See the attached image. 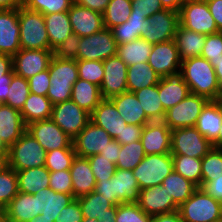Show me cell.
<instances>
[{
  "mask_svg": "<svg viewBox=\"0 0 222 222\" xmlns=\"http://www.w3.org/2000/svg\"><path fill=\"white\" fill-rule=\"evenodd\" d=\"M104 77L100 85L103 99L127 92V70L126 63L118 55L111 56L103 61Z\"/></svg>",
  "mask_w": 222,
  "mask_h": 222,
  "instance_id": "obj_15",
  "label": "cell"
},
{
  "mask_svg": "<svg viewBox=\"0 0 222 222\" xmlns=\"http://www.w3.org/2000/svg\"><path fill=\"white\" fill-rule=\"evenodd\" d=\"M73 33L79 37L90 36L104 28L103 14L73 3L68 11Z\"/></svg>",
  "mask_w": 222,
  "mask_h": 222,
  "instance_id": "obj_21",
  "label": "cell"
},
{
  "mask_svg": "<svg viewBox=\"0 0 222 222\" xmlns=\"http://www.w3.org/2000/svg\"><path fill=\"white\" fill-rule=\"evenodd\" d=\"M110 100L119 111L120 117H122L127 124L144 126L151 121L146 116L134 92L127 91L111 97Z\"/></svg>",
  "mask_w": 222,
  "mask_h": 222,
  "instance_id": "obj_29",
  "label": "cell"
},
{
  "mask_svg": "<svg viewBox=\"0 0 222 222\" xmlns=\"http://www.w3.org/2000/svg\"><path fill=\"white\" fill-rule=\"evenodd\" d=\"M7 152L8 165L15 171L44 166L47 156L46 150L27 130Z\"/></svg>",
  "mask_w": 222,
  "mask_h": 222,
  "instance_id": "obj_3",
  "label": "cell"
},
{
  "mask_svg": "<svg viewBox=\"0 0 222 222\" xmlns=\"http://www.w3.org/2000/svg\"><path fill=\"white\" fill-rule=\"evenodd\" d=\"M53 58L50 49H20L12 56V67L14 74L29 79L39 72L49 68Z\"/></svg>",
  "mask_w": 222,
  "mask_h": 222,
  "instance_id": "obj_13",
  "label": "cell"
},
{
  "mask_svg": "<svg viewBox=\"0 0 222 222\" xmlns=\"http://www.w3.org/2000/svg\"><path fill=\"white\" fill-rule=\"evenodd\" d=\"M90 121L103 128L113 139L121 136L125 120L110 99H103L90 114Z\"/></svg>",
  "mask_w": 222,
  "mask_h": 222,
  "instance_id": "obj_23",
  "label": "cell"
},
{
  "mask_svg": "<svg viewBox=\"0 0 222 222\" xmlns=\"http://www.w3.org/2000/svg\"><path fill=\"white\" fill-rule=\"evenodd\" d=\"M185 0H161L162 6L165 9H170L176 12H180L182 4Z\"/></svg>",
  "mask_w": 222,
  "mask_h": 222,
  "instance_id": "obj_68",
  "label": "cell"
},
{
  "mask_svg": "<svg viewBox=\"0 0 222 222\" xmlns=\"http://www.w3.org/2000/svg\"><path fill=\"white\" fill-rule=\"evenodd\" d=\"M82 209L83 218L97 219L99 222H116L117 205L92 191L76 198Z\"/></svg>",
  "mask_w": 222,
  "mask_h": 222,
  "instance_id": "obj_22",
  "label": "cell"
},
{
  "mask_svg": "<svg viewBox=\"0 0 222 222\" xmlns=\"http://www.w3.org/2000/svg\"><path fill=\"white\" fill-rule=\"evenodd\" d=\"M51 119L74 139L90 122V113L70 99L53 105Z\"/></svg>",
  "mask_w": 222,
  "mask_h": 222,
  "instance_id": "obj_11",
  "label": "cell"
},
{
  "mask_svg": "<svg viewBox=\"0 0 222 222\" xmlns=\"http://www.w3.org/2000/svg\"><path fill=\"white\" fill-rule=\"evenodd\" d=\"M49 188L55 192L72 194V179L70 171H50Z\"/></svg>",
  "mask_w": 222,
  "mask_h": 222,
  "instance_id": "obj_55",
  "label": "cell"
},
{
  "mask_svg": "<svg viewBox=\"0 0 222 222\" xmlns=\"http://www.w3.org/2000/svg\"><path fill=\"white\" fill-rule=\"evenodd\" d=\"M181 63L174 40L153 44L148 64L160 77L180 71Z\"/></svg>",
  "mask_w": 222,
  "mask_h": 222,
  "instance_id": "obj_17",
  "label": "cell"
},
{
  "mask_svg": "<svg viewBox=\"0 0 222 222\" xmlns=\"http://www.w3.org/2000/svg\"><path fill=\"white\" fill-rule=\"evenodd\" d=\"M138 206L148 215L167 214L178 210L179 205L166 191V187L156 185L140 190Z\"/></svg>",
  "mask_w": 222,
  "mask_h": 222,
  "instance_id": "obj_18",
  "label": "cell"
},
{
  "mask_svg": "<svg viewBox=\"0 0 222 222\" xmlns=\"http://www.w3.org/2000/svg\"><path fill=\"white\" fill-rule=\"evenodd\" d=\"M19 192L37 194L39 190L49 188L50 171L45 167H35L16 171Z\"/></svg>",
  "mask_w": 222,
  "mask_h": 222,
  "instance_id": "obj_35",
  "label": "cell"
},
{
  "mask_svg": "<svg viewBox=\"0 0 222 222\" xmlns=\"http://www.w3.org/2000/svg\"><path fill=\"white\" fill-rule=\"evenodd\" d=\"M6 219H5V216L4 214L0 217V222H4Z\"/></svg>",
  "mask_w": 222,
  "mask_h": 222,
  "instance_id": "obj_76",
  "label": "cell"
},
{
  "mask_svg": "<svg viewBox=\"0 0 222 222\" xmlns=\"http://www.w3.org/2000/svg\"><path fill=\"white\" fill-rule=\"evenodd\" d=\"M180 71L190 93L203 96L208 100L222 99V89L214 67L207 59L196 56L183 60Z\"/></svg>",
  "mask_w": 222,
  "mask_h": 222,
  "instance_id": "obj_1",
  "label": "cell"
},
{
  "mask_svg": "<svg viewBox=\"0 0 222 222\" xmlns=\"http://www.w3.org/2000/svg\"><path fill=\"white\" fill-rule=\"evenodd\" d=\"M4 214L3 209L0 207V217Z\"/></svg>",
  "mask_w": 222,
  "mask_h": 222,
  "instance_id": "obj_77",
  "label": "cell"
},
{
  "mask_svg": "<svg viewBox=\"0 0 222 222\" xmlns=\"http://www.w3.org/2000/svg\"><path fill=\"white\" fill-rule=\"evenodd\" d=\"M8 165V152L7 150H0V172L4 171Z\"/></svg>",
  "mask_w": 222,
  "mask_h": 222,
  "instance_id": "obj_71",
  "label": "cell"
},
{
  "mask_svg": "<svg viewBox=\"0 0 222 222\" xmlns=\"http://www.w3.org/2000/svg\"><path fill=\"white\" fill-rule=\"evenodd\" d=\"M52 107L53 104L47 96L30 93L24 107L20 111L25 125L51 119Z\"/></svg>",
  "mask_w": 222,
  "mask_h": 222,
  "instance_id": "obj_36",
  "label": "cell"
},
{
  "mask_svg": "<svg viewBox=\"0 0 222 222\" xmlns=\"http://www.w3.org/2000/svg\"><path fill=\"white\" fill-rule=\"evenodd\" d=\"M69 171L72 179V195L75 198L95 191L96 180L88 158L76 156Z\"/></svg>",
  "mask_w": 222,
  "mask_h": 222,
  "instance_id": "obj_28",
  "label": "cell"
},
{
  "mask_svg": "<svg viewBox=\"0 0 222 222\" xmlns=\"http://www.w3.org/2000/svg\"><path fill=\"white\" fill-rule=\"evenodd\" d=\"M28 222H54V219H47V218L41 217L40 215H37Z\"/></svg>",
  "mask_w": 222,
  "mask_h": 222,
  "instance_id": "obj_73",
  "label": "cell"
},
{
  "mask_svg": "<svg viewBox=\"0 0 222 222\" xmlns=\"http://www.w3.org/2000/svg\"><path fill=\"white\" fill-rule=\"evenodd\" d=\"M202 180L208 182L222 175V149L211 148V150L202 158Z\"/></svg>",
  "mask_w": 222,
  "mask_h": 222,
  "instance_id": "obj_49",
  "label": "cell"
},
{
  "mask_svg": "<svg viewBox=\"0 0 222 222\" xmlns=\"http://www.w3.org/2000/svg\"><path fill=\"white\" fill-rule=\"evenodd\" d=\"M160 76L146 62H139L128 66L127 70V89L129 92H135L139 89L157 85Z\"/></svg>",
  "mask_w": 222,
  "mask_h": 222,
  "instance_id": "obj_37",
  "label": "cell"
},
{
  "mask_svg": "<svg viewBox=\"0 0 222 222\" xmlns=\"http://www.w3.org/2000/svg\"><path fill=\"white\" fill-rule=\"evenodd\" d=\"M83 214L79 201L75 198L69 205L63 208L54 222H82Z\"/></svg>",
  "mask_w": 222,
  "mask_h": 222,
  "instance_id": "obj_58",
  "label": "cell"
},
{
  "mask_svg": "<svg viewBox=\"0 0 222 222\" xmlns=\"http://www.w3.org/2000/svg\"><path fill=\"white\" fill-rule=\"evenodd\" d=\"M75 157L74 148L54 149L47 152L44 166L49 171L70 170Z\"/></svg>",
  "mask_w": 222,
  "mask_h": 222,
  "instance_id": "obj_47",
  "label": "cell"
},
{
  "mask_svg": "<svg viewBox=\"0 0 222 222\" xmlns=\"http://www.w3.org/2000/svg\"><path fill=\"white\" fill-rule=\"evenodd\" d=\"M146 32L141 36L150 44L163 43L174 39V35L180 25L179 12L163 9L149 18Z\"/></svg>",
  "mask_w": 222,
  "mask_h": 222,
  "instance_id": "obj_12",
  "label": "cell"
},
{
  "mask_svg": "<svg viewBox=\"0 0 222 222\" xmlns=\"http://www.w3.org/2000/svg\"><path fill=\"white\" fill-rule=\"evenodd\" d=\"M113 138L101 127L89 122L73 139L76 156L88 158L104 150Z\"/></svg>",
  "mask_w": 222,
  "mask_h": 222,
  "instance_id": "obj_16",
  "label": "cell"
},
{
  "mask_svg": "<svg viewBox=\"0 0 222 222\" xmlns=\"http://www.w3.org/2000/svg\"><path fill=\"white\" fill-rule=\"evenodd\" d=\"M178 211L181 222H216L222 219V203L199 187Z\"/></svg>",
  "mask_w": 222,
  "mask_h": 222,
  "instance_id": "obj_5",
  "label": "cell"
},
{
  "mask_svg": "<svg viewBox=\"0 0 222 222\" xmlns=\"http://www.w3.org/2000/svg\"><path fill=\"white\" fill-rule=\"evenodd\" d=\"M120 148L121 144L115 139H112L111 142L108 143V146L104 150L100 151L99 155L104 156V158L116 164Z\"/></svg>",
  "mask_w": 222,
  "mask_h": 222,
  "instance_id": "obj_63",
  "label": "cell"
},
{
  "mask_svg": "<svg viewBox=\"0 0 222 222\" xmlns=\"http://www.w3.org/2000/svg\"><path fill=\"white\" fill-rule=\"evenodd\" d=\"M27 131L37 140L46 152L54 149L73 148V139L52 119L33 122L27 125Z\"/></svg>",
  "mask_w": 222,
  "mask_h": 222,
  "instance_id": "obj_14",
  "label": "cell"
},
{
  "mask_svg": "<svg viewBox=\"0 0 222 222\" xmlns=\"http://www.w3.org/2000/svg\"><path fill=\"white\" fill-rule=\"evenodd\" d=\"M201 188L206 194L222 203V175L215 177L214 180L201 182Z\"/></svg>",
  "mask_w": 222,
  "mask_h": 222,
  "instance_id": "obj_60",
  "label": "cell"
},
{
  "mask_svg": "<svg viewBox=\"0 0 222 222\" xmlns=\"http://www.w3.org/2000/svg\"><path fill=\"white\" fill-rule=\"evenodd\" d=\"M211 148L212 143L195 126L171 130V155L202 159Z\"/></svg>",
  "mask_w": 222,
  "mask_h": 222,
  "instance_id": "obj_8",
  "label": "cell"
},
{
  "mask_svg": "<svg viewBox=\"0 0 222 222\" xmlns=\"http://www.w3.org/2000/svg\"><path fill=\"white\" fill-rule=\"evenodd\" d=\"M209 62H215L222 57V32L206 35L201 55Z\"/></svg>",
  "mask_w": 222,
  "mask_h": 222,
  "instance_id": "obj_53",
  "label": "cell"
},
{
  "mask_svg": "<svg viewBox=\"0 0 222 222\" xmlns=\"http://www.w3.org/2000/svg\"><path fill=\"white\" fill-rule=\"evenodd\" d=\"M173 169L175 172L190 180L198 187L202 180V159L186 155H172Z\"/></svg>",
  "mask_w": 222,
  "mask_h": 222,
  "instance_id": "obj_42",
  "label": "cell"
},
{
  "mask_svg": "<svg viewBox=\"0 0 222 222\" xmlns=\"http://www.w3.org/2000/svg\"><path fill=\"white\" fill-rule=\"evenodd\" d=\"M208 101L203 96L189 93L181 102L166 111L163 122L170 130L193 127Z\"/></svg>",
  "mask_w": 222,
  "mask_h": 222,
  "instance_id": "obj_10",
  "label": "cell"
},
{
  "mask_svg": "<svg viewBox=\"0 0 222 222\" xmlns=\"http://www.w3.org/2000/svg\"><path fill=\"white\" fill-rule=\"evenodd\" d=\"M48 69L50 87L46 96L53 105L70 100L73 84L79 78L76 59L53 57Z\"/></svg>",
  "mask_w": 222,
  "mask_h": 222,
  "instance_id": "obj_2",
  "label": "cell"
},
{
  "mask_svg": "<svg viewBox=\"0 0 222 222\" xmlns=\"http://www.w3.org/2000/svg\"><path fill=\"white\" fill-rule=\"evenodd\" d=\"M80 37L76 34H71L61 44L55 47L53 57L61 59H76L79 51Z\"/></svg>",
  "mask_w": 222,
  "mask_h": 222,
  "instance_id": "obj_54",
  "label": "cell"
},
{
  "mask_svg": "<svg viewBox=\"0 0 222 222\" xmlns=\"http://www.w3.org/2000/svg\"><path fill=\"white\" fill-rule=\"evenodd\" d=\"M111 181H113L114 200L118 204L138 201L140 188L133 170L116 168Z\"/></svg>",
  "mask_w": 222,
  "mask_h": 222,
  "instance_id": "obj_30",
  "label": "cell"
},
{
  "mask_svg": "<svg viewBox=\"0 0 222 222\" xmlns=\"http://www.w3.org/2000/svg\"><path fill=\"white\" fill-rule=\"evenodd\" d=\"M96 181L110 179L115 173L116 164L99 154L88 157Z\"/></svg>",
  "mask_w": 222,
  "mask_h": 222,
  "instance_id": "obj_52",
  "label": "cell"
},
{
  "mask_svg": "<svg viewBox=\"0 0 222 222\" xmlns=\"http://www.w3.org/2000/svg\"><path fill=\"white\" fill-rule=\"evenodd\" d=\"M82 222H99L97 219H93V218H83Z\"/></svg>",
  "mask_w": 222,
  "mask_h": 222,
  "instance_id": "obj_74",
  "label": "cell"
},
{
  "mask_svg": "<svg viewBox=\"0 0 222 222\" xmlns=\"http://www.w3.org/2000/svg\"><path fill=\"white\" fill-rule=\"evenodd\" d=\"M39 215L47 219H56L60 211L69 205L75 197L72 194L55 192L50 188L37 192Z\"/></svg>",
  "mask_w": 222,
  "mask_h": 222,
  "instance_id": "obj_31",
  "label": "cell"
},
{
  "mask_svg": "<svg viewBox=\"0 0 222 222\" xmlns=\"http://www.w3.org/2000/svg\"><path fill=\"white\" fill-rule=\"evenodd\" d=\"M222 124V99L209 100L198 116L196 129L211 143L217 137Z\"/></svg>",
  "mask_w": 222,
  "mask_h": 222,
  "instance_id": "obj_27",
  "label": "cell"
},
{
  "mask_svg": "<svg viewBox=\"0 0 222 222\" xmlns=\"http://www.w3.org/2000/svg\"><path fill=\"white\" fill-rule=\"evenodd\" d=\"M23 0H0V9H14L22 6Z\"/></svg>",
  "mask_w": 222,
  "mask_h": 222,
  "instance_id": "obj_69",
  "label": "cell"
},
{
  "mask_svg": "<svg viewBox=\"0 0 222 222\" xmlns=\"http://www.w3.org/2000/svg\"><path fill=\"white\" fill-rule=\"evenodd\" d=\"M49 37L50 50L61 44L73 34L68 12L51 13L43 15Z\"/></svg>",
  "mask_w": 222,
  "mask_h": 222,
  "instance_id": "obj_34",
  "label": "cell"
},
{
  "mask_svg": "<svg viewBox=\"0 0 222 222\" xmlns=\"http://www.w3.org/2000/svg\"><path fill=\"white\" fill-rule=\"evenodd\" d=\"M179 14L180 25L190 31L204 35L219 32L205 0H185Z\"/></svg>",
  "mask_w": 222,
  "mask_h": 222,
  "instance_id": "obj_7",
  "label": "cell"
},
{
  "mask_svg": "<svg viewBox=\"0 0 222 222\" xmlns=\"http://www.w3.org/2000/svg\"><path fill=\"white\" fill-rule=\"evenodd\" d=\"M143 145L140 140L121 145L116 168L133 170L145 157Z\"/></svg>",
  "mask_w": 222,
  "mask_h": 222,
  "instance_id": "obj_44",
  "label": "cell"
},
{
  "mask_svg": "<svg viewBox=\"0 0 222 222\" xmlns=\"http://www.w3.org/2000/svg\"><path fill=\"white\" fill-rule=\"evenodd\" d=\"M14 74H6V80H0V103H4L7 100L8 89L10 82Z\"/></svg>",
  "mask_w": 222,
  "mask_h": 222,
  "instance_id": "obj_67",
  "label": "cell"
},
{
  "mask_svg": "<svg viewBox=\"0 0 222 222\" xmlns=\"http://www.w3.org/2000/svg\"><path fill=\"white\" fill-rule=\"evenodd\" d=\"M146 116L151 121H163L166 111L159 98V83L134 92Z\"/></svg>",
  "mask_w": 222,
  "mask_h": 222,
  "instance_id": "obj_39",
  "label": "cell"
},
{
  "mask_svg": "<svg viewBox=\"0 0 222 222\" xmlns=\"http://www.w3.org/2000/svg\"><path fill=\"white\" fill-rule=\"evenodd\" d=\"M116 222H153V216L146 214L137 203L117 205Z\"/></svg>",
  "mask_w": 222,
  "mask_h": 222,
  "instance_id": "obj_51",
  "label": "cell"
},
{
  "mask_svg": "<svg viewBox=\"0 0 222 222\" xmlns=\"http://www.w3.org/2000/svg\"><path fill=\"white\" fill-rule=\"evenodd\" d=\"M70 99L90 114L103 100L100 86L80 78L73 84Z\"/></svg>",
  "mask_w": 222,
  "mask_h": 222,
  "instance_id": "obj_33",
  "label": "cell"
},
{
  "mask_svg": "<svg viewBox=\"0 0 222 222\" xmlns=\"http://www.w3.org/2000/svg\"><path fill=\"white\" fill-rule=\"evenodd\" d=\"M117 43L111 29L103 28L90 36L80 37L76 60L105 61L117 55Z\"/></svg>",
  "mask_w": 222,
  "mask_h": 222,
  "instance_id": "obj_9",
  "label": "cell"
},
{
  "mask_svg": "<svg viewBox=\"0 0 222 222\" xmlns=\"http://www.w3.org/2000/svg\"><path fill=\"white\" fill-rule=\"evenodd\" d=\"M169 196L180 206L198 189V186L174 170L164 178L162 184Z\"/></svg>",
  "mask_w": 222,
  "mask_h": 222,
  "instance_id": "obj_40",
  "label": "cell"
},
{
  "mask_svg": "<svg viewBox=\"0 0 222 222\" xmlns=\"http://www.w3.org/2000/svg\"><path fill=\"white\" fill-rule=\"evenodd\" d=\"M146 155L171 152V130L163 121L144 125L140 139Z\"/></svg>",
  "mask_w": 222,
  "mask_h": 222,
  "instance_id": "obj_19",
  "label": "cell"
},
{
  "mask_svg": "<svg viewBox=\"0 0 222 222\" xmlns=\"http://www.w3.org/2000/svg\"><path fill=\"white\" fill-rule=\"evenodd\" d=\"M153 222H181L179 211L153 216Z\"/></svg>",
  "mask_w": 222,
  "mask_h": 222,
  "instance_id": "obj_66",
  "label": "cell"
},
{
  "mask_svg": "<svg viewBox=\"0 0 222 222\" xmlns=\"http://www.w3.org/2000/svg\"><path fill=\"white\" fill-rule=\"evenodd\" d=\"M6 74H14L12 56L0 54V80H6Z\"/></svg>",
  "mask_w": 222,
  "mask_h": 222,
  "instance_id": "obj_65",
  "label": "cell"
},
{
  "mask_svg": "<svg viewBox=\"0 0 222 222\" xmlns=\"http://www.w3.org/2000/svg\"><path fill=\"white\" fill-rule=\"evenodd\" d=\"M110 0H75L80 6L87 7L93 11L104 13Z\"/></svg>",
  "mask_w": 222,
  "mask_h": 222,
  "instance_id": "obj_64",
  "label": "cell"
},
{
  "mask_svg": "<svg viewBox=\"0 0 222 222\" xmlns=\"http://www.w3.org/2000/svg\"><path fill=\"white\" fill-rule=\"evenodd\" d=\"M21 49H50L49 37L43 14L18 7Z\"/></svg>",
  "mask_w": 222,
  "mask_h": 222,
  "instance_id": "obj_4",
  "label": "cell"
},
{
  "mask_svg": "<svg viewBox=\"0 0 222 222\" xmlns=\"http://www.w3.org/2000/svg\"><path fill=\"white\" fill-rule=\"evenodd\" d=\"M20 49L18 8L0 9V54L14 56Z\"/></svg>",
  "mask_w": 222,
  "mask_h": 222,
  "instance_id": "obj_20",
  "label": "cell"
},
{
  "mask_svg": "<svg viewBox=\"0 0 222 222\" xmlns=\"http://www.w3.org/2000/svg\"><path fill=\"white\" fill-rule=\"evenodd\" d=\"M5 219L11 222H28L39 215L38 194H18L3 209Z\"/></svg>",
  "mask_w": 222,
  "mask_h": 222,
  "instance_id": "obj_25",
  "label": "cell"
},
{
  "mask_svg": "<svg viewBox=\"0 0 222 222\" xmlns=\"http://www.w3.org/2000/svg\"><path fill=\"white\" fill-rule=\"evenodd\" d=\"M132 10L131 0H110L103 13L104 27L111 29L128 20Z\"/></svg>",
  "mask_w": 222,
  "mask_h": 222,
  "instance_id": "obj_43",
  "label": "cell"
},
{
  "mask_svg": "<svg viewBox=\"0 0 222 222\" xmlns=\"http://www.w3.org/2000/svg\"><path fill=\"white\" fill-rule=\"evenodd\" d=\"M9 85L7 100L3 104L21 111L31 93L28 80L14 74Z\"/></svg>",
  "mask_w": 222,
  "mask_h": 222,
  "instance_id": "obj_45",
  "label": "cell"
},
{
  "mask_svg": "<svg viewBox=\"0 0 222 222\" xmlns=\"http://www.w3.org/2000/svg\"><path fill=\"white\" fill-rule=\"evenodd\" d=\"M29 89L31 93L46 96L50 87L49 69L39 72L28 79Z\"/></svg>",
  "mask_w": 222,
  "mask_h": 222,
  "instance_id": "obj_57",
  "label": "cell"
},
{
  "mask_svg": "<svg viewBox=\"0 0 222 222\" xmlns=\"http://www.w3.org/2000/svg\"><path fill=\"white\" fill-rule=\"evenodd\" d=\"M212 147L222 149V124L217 139L212 143Z\"/></svg>",
  "mask_w": 222,
  "mask_h": 222,
  "instance_id": "obj_72",
  "label": "cell"
},
{
  "mask_svg": "<svg viewBox=\"0 0 222 222\" xmlns=\"http://www.w3.org/2000/svg\"><path fill=\"white\" fill-rule=\"evenodd\" d=\"M215 20L218 31L222 32V0H205Z\"/></svg>",
  "mask_w": 222,
  "mask_h": 222,
  "instance_id": "obj_62",
  "label": "cell"
},
{
  "mask_svg": "<svg viewBox=\"0 0 222 222\" xmlns=\"http://www.w3.org/2000/svg\"><path fill=\"white\" fill-rule=\"evenodd\" d=\"M132 10L130 15H139L149 18L156 12L165 9L161 0H131Z\"/></svg>",
  "mask_w": 222,
  "mask_h": 222,
  "instance_id": "obj_56",
  "label": "cell"
},
{
  "mask_svg": "<svg viewBox=\"0 0 222 222\" xmlns=\"http://www.w3.org/2000/svg\"><path fill=\"white\" fill-rule=\"evenodd\" d=\"M210 63L214 67L218 82L222 89V57L219 60Z\"/></svg>",
  "mask_w": 222,
  "mask_h": 222,
  "instance_id": "obj_70",
  "label": "cell"
},
{
  "mask_svg": "<svg viewBox=\"0 0 222 222\" xmlns=\"http://www.w3.org/2000/svg\"><path fill=\"white\" fill-rule=\"evenodd\" d=\"M0 150H7V148L0 142Z\"/></svg>",
  "mask_w": 222,
  "mask_h": 222,
  "instance_id": "obj_75",
  "label": "cell"
},
{
  "mask_svg": "<svg viewBox=\"0 0 222 222\" xmlns=\"http://www.w3.org/2000/svg\"><path fill=\"white\" fill-rule=\"evenodd\" d=\"M95 192L103 195L104 198L111 201L114 205H119L114 200V188H113V181H111V178L96 181Z\"/></svg>",
  "mask_w": 222,
  "mask_h": 222,
  "instance_id": "obj_61",
  "label": "cell"
},
{
  "mask_svg": "<svg viewBox=\"0 0 222 222\" xmlns=\"http://www.w3.org/2000/svg\"><path fill=\"white\" fill-rule=\"evenodd\" d=\"M171 153L145 155L133 169L140 190L161 185L164 178L173 171Z\"/></svg>",
  "mask_w": 222,
  "mask_h": 222,
  "instance_id": "obj_6",
  "label": "cell"
},
{
  "mask_svg": "<svg viewBox=\"0 0 222 222\" xmlns=\"http://www.w3.org/2000/svg\"><path fill=\"white\" fill-rule=\"evenodd\" d=\"M153 45L147 40L139 38L128 43L120 44L117 47V55L127 66L139 62H146L152 51Z\"/></svg>",
  "mask_w": 222,
  "mask_h": 222,
  "instance_id": "obj_41",
  "label": "cell"
},
{
  "mask_svg": "<svg viewBox=\"0 0 222 222\" xmlns=\"http://www.w3.org/2000/svg\"><path fill=\"white\" fill-rule=\"evenodd\" d=\"M74 2L75 0H23L22 6L26 9L46 15L68 12Z\"/></svg>",
  "mask_w": 222,
  "mask_h": 222,
  "instance_id": "obj_48",
  "label": "cell"
},
{
  "mask_svg": "<svg viewBox=\"0 0 222 222\" xmlns=\"http://www.w3.org/2000/svg\"><path fill=\"white\" fill-rule=\"evenodd\" d=\"M147 24L149 19L145 16L130 15L126 22L112 27L111 31L117 45H120L141 38L147 31Z\"/></svg>",
  "mask_w": 222,
  "mask_h": 222,
  "instance_id": "obj_38",
  "label": "cell"
},
{
  "mask_svg": "<svg viewBox=\"0 0 222 222\" xmlns=\"http://www.w3.org/2000/svg\"><path fill=\"white\" fill-rule=\"evenodd\" d=\"M18 192L17 173L14 169L7 167L0 172V207L4 209Z\"/></svg>",
  "mask_w": 222,
  "mask_h": 222,
  "instance_id": "obj_46",
  "label": "cell"
},
{
  "mask_svg": "<svg viewBox=\"0 0 222 222\" xmlns=\"http://www.w3.org/2000/svg\"><path fill=\"white\" fill-rule=\"evenodd\" d=\"M27 130L21 112L0 104V142L8 149Z\"/></svg>",
  "mask_w": 222,
  "mask_h": 222,
  "instance_id": "obj_24",
  "label": "cell"
},
{
  "mask_svg": "<svg viewBox=\"0 0 222 222\" xmlns=\"http://www.w3.org/2000/svg\"><path fill=\"white\" fill-rule=\"evenodd\" d=\"M143 127V125L127 124L124 127L121 136H117L115 140L121 145L140 140Z\"/></svg>",
  "mask_w": 222,
  "mask_h": 222,
  "instance_id": "obj_59",
  "label": "cell"
},
{
  "mask_svg": "<svg viewBox=\"0 0 222 222\" xmlns=\"http://www.w3.org/2000/svg\"><path fill=\"white\" fill-rule=\"evenodd\" d=\"M206 35L190 31L179 25L174 35V42L181 61L200 56L205 44Z\"/></svg>",
  "mask_w": 222,
  "mask_h": 222,
  "instance_id": "obj_32",
  "label": "cell"
},
{
  "mask_svg": "<svg viewBox=\"0 0 222 222\" xmlns=\"http://www.w3.org/2000/svg\"><path fill=\"white\" fill-rule=\"evenodd\" d=\"M189 93L188 85L184 82L183 74L179 70L159 80V98L165 111L177 105Z\"/></svg>",
  "mask_w": 222,
  "mask_h": 222,
  "instance_id": "obj_26",
  "label": "cell"
},
{
  "mask_svg": "<svg viewBox=\"0 0 222 222\" xmlns=\"http://www.w3.org/2000/svg\"><path fill=\"white\" fill-rule=\"evenodd\" d=\"M78 77L82 80L101 85L104 77L103 62L97 60H76Z\"/></svg>",
  "mask_w": 222,
  "mask_h": 222,
  "instance_id": "obj_50",
  "label": "cell"
}]
</instances>
